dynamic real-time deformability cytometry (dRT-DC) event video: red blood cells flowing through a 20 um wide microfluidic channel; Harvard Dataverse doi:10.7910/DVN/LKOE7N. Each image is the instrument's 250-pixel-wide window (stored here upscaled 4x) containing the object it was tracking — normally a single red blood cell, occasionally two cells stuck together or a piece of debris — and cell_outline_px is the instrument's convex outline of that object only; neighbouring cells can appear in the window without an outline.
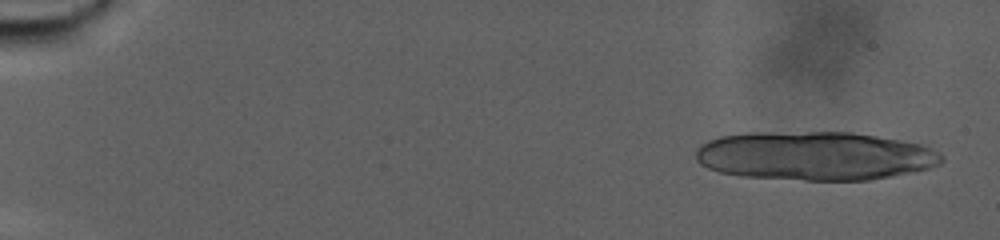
{"species": "human", "species_latin": "Homo sapiens", "temperature_condition": "warm", "stored_images_in_passage": 28, "camera_frame_rate_fps": 3000, "um_per_image_px": 0.085, "donor": {"sex": "male"}, "frame": {"image": 1, "passage_image": 4, "time_ms": 1.0, "image_size_px": [1000, 240], "cell_outline_px": [[944, 160], [940, 164], [928, 168], [892, 176], [868, 180], [804, 180], [740, 176], [720, 172], [708, 168], [700, 164], [696, 160], [696, 148], [700, 144], [708, 140], [720, 136], [748, 132], [852, 132], [900, 140], [920, 144], [932, 148], [944, 156]], "centroid_in_image_um": [69.24, 13.24], "position_along_channel_um": 15.8, "area_um2": 70.17}}